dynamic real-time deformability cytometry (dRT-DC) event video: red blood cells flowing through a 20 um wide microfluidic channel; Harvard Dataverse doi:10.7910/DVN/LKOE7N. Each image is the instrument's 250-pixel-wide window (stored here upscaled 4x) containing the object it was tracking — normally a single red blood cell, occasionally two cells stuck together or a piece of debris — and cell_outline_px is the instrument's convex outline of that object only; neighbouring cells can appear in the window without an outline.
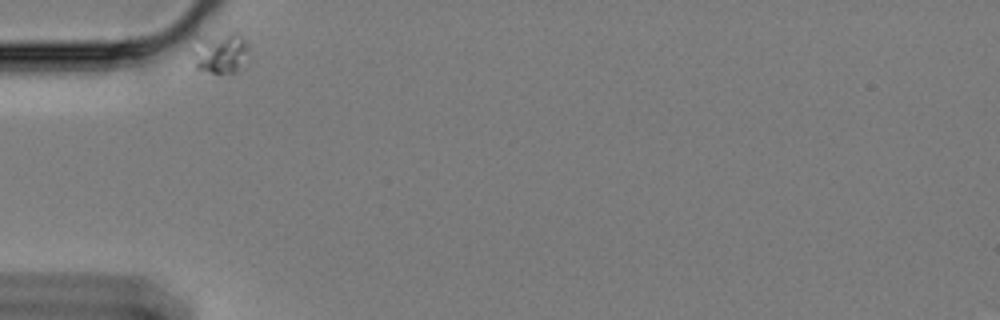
{"species": "Egyptian fruit bat (a non-hibernating species)", "species_latin": "Rousettus aegyptiacus", "temperature_condition": "cold", "stored_images_in_passage": 10, "camera_frame_rate_fps": 3000, "um_per_image_px": 0.085, "animal": {"sex": "female"}, "frame": {"image": 1, "passage_image": 1, "time_ms": 0.0, "image_size_px": [1000, 320], "cell_outline_px": [[248, 48], [236, 68], [232, 72], [212, 72], [196, 68], [192, 52], [192, 48], [200, 40], [232, 32], [240, 32], [248, 44]], "centroid_in_image_um": [18.71, 4.47], "position_along_channel_um": 66.3, "area_um2": 12.37}}
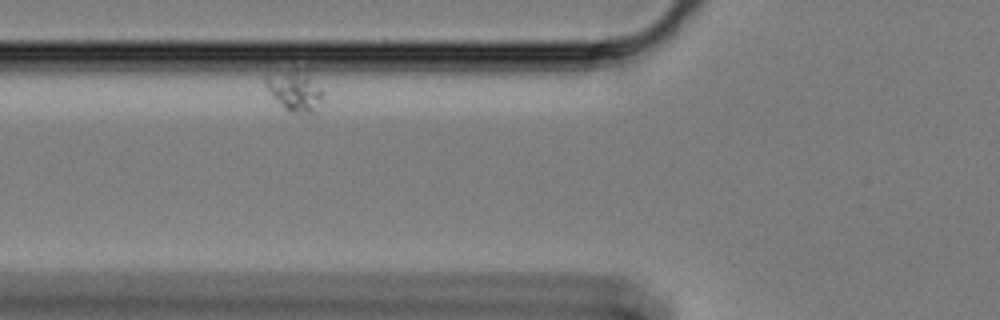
{"frame": {"image": 2, "passage_image": 6, "time_ms": 1.667, "image_size_px": [1000, 320], "cell_outline_px": [[324, 96], [320, 104], [312, 112], [292, 112], [284, 108], [268, 92], [264, 84], [264, 76], [288, 72], [296, 72], [308, 76], [324, 92]], "centroid_in_image_um": [25.03, 7.77], "position_along_channel_um": 100.8, "area_um2": 12.66}}